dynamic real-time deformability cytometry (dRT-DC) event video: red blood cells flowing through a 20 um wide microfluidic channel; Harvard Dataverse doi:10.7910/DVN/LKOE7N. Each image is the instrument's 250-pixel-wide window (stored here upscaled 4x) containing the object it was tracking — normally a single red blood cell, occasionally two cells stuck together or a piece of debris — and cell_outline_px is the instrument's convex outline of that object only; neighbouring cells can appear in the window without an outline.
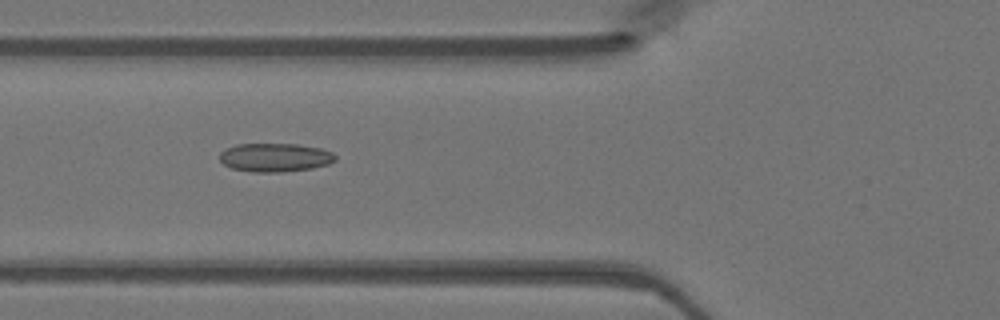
{"species": "Egyptian fruit bat (a non-hibernating species)", "species_latin": "Rousettus aegyptiacus", "temperature_condition": "warm", "stored_images_in_passage": 38, "camera_frame_rate_fps": 3000, "um_per_image_px": 0.085, "animal": {"sex": "female"}, "frame": {"image": 1, "passage_image": 8, "time_ms": 2.333, "image_size_px": [1000, 320], "cell_outline_px": [[336, 160], [328, 164], [312, 168], [280, 172], [252, 172], [232, 168], [224, 164], [220, 160], [220, 152], [224, 148], [236, 144], [296, 144], [320, 148], [332, 152], [336, 156]], "centroid_in_image_um": [23.36, 13.38], "position_along_channel_um": 102.4, "area_um2": 19.31}}
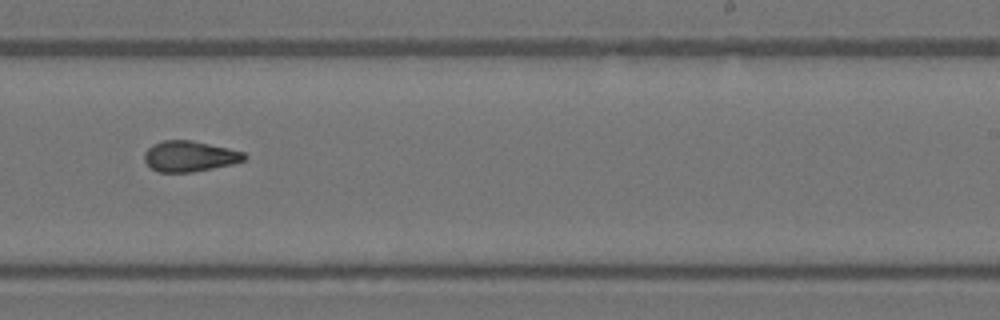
{"frame": {"image": 2, "passage_image": 20, "time_ms": 6.333, "image_size_px": [1000, 320], "cell_outline_px": [[248, 156], [244, 160], [232, 164], [192, 172], [160, 172], [152, 168], [144, 160], [144, 152], [152, 144], [164, 140], [192, 140], [228, 148], [244, 152]], "centroid_in_image_um": [16.11, 13.27], "position_along_channel_um": 272.9, "area_um2": 17.8}}
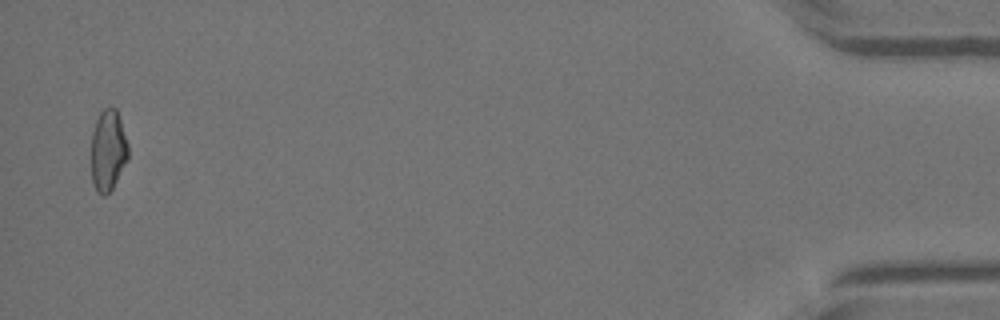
{"frame": {"image": 3, "passage_image": 37, "time_ms": 12.0, "image_size_px": [1000, 320], "cell_outline_px": [[128, 160], [112, 188], [104, 196], [100, 196], [96, 192], [92, 180], [92, 132], [96, 120], [100, 112], [104, 108], [116, 108], [128, 144]], "centroid_in_image_um": [9.18, 12.8], "position_along_channel_um": 426.0, "area_um2": 17.4}}